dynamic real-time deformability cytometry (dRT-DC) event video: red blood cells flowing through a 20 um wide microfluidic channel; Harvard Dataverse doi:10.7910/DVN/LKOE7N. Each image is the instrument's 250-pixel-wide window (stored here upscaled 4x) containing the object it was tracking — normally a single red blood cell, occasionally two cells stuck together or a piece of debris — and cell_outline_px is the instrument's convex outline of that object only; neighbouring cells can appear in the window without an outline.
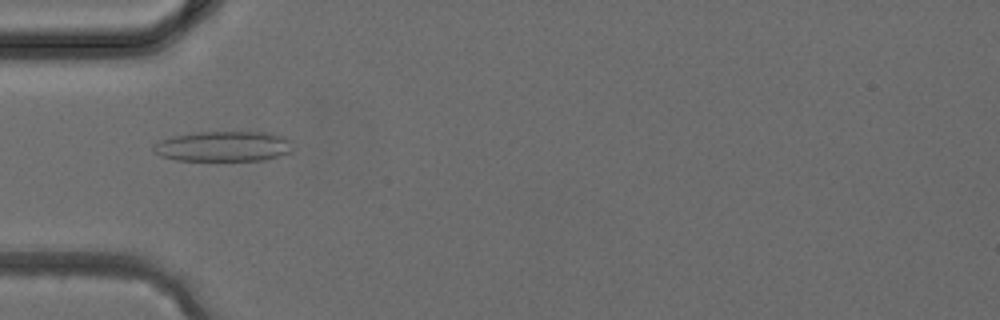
{"species": "common noctule bat (a hibernating species)", "species_latin": "Nyctalus noctula", "temperature_condition": "cold", "stored_images_in_passage": 12, "camera_frame_rate_fps": 3000, "um_per_image_px": 0.085, "animal": {"sex": "female", "body_mass_g": 24.6, "forearm_length_mm": 56.2}, "frame": {"image": 1, "passage_image": 2, "time_ms": 0.333, "image_size_px": [1000, 320], "cell_outline_px": [[292, 152], [264, 160], [176, 160], [160, 156], [152, 152], [152, 144], [160, 140], [172, 136], [196, 132], [268, 132], [284, 136], [292, 140]], "centroid_in_image_um": [18.98, 12.43], "position_along_channel_um": 66.0, "area_um2": 24.91}}
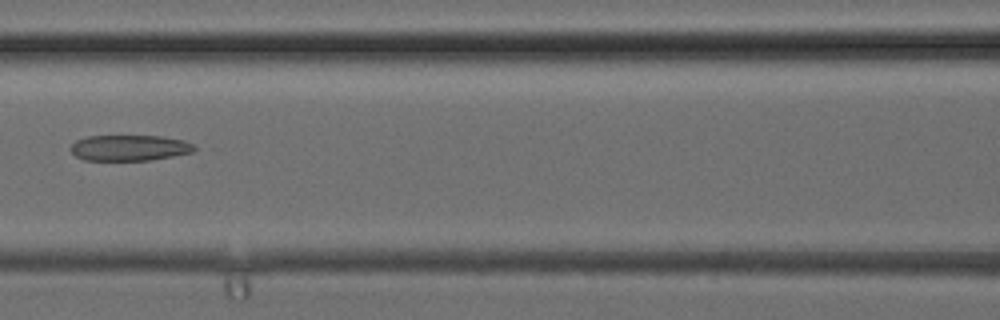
{"frame": {"image": 2, "passage_image": 7, "time_ms": 2.0, "image_size_px": [1000, 320], "cell_outline_px": [[200, 148], [192, 152], [172, 156], [148, 160], [84, 160], [76, 156], [68, 148], [76, 140], [88, 136], [160, 136], [184, 140]], "centroid_in_image_um": [11.0, 12.56], "position_along_channel_um": 155.6, "area_um2": 18.61}}
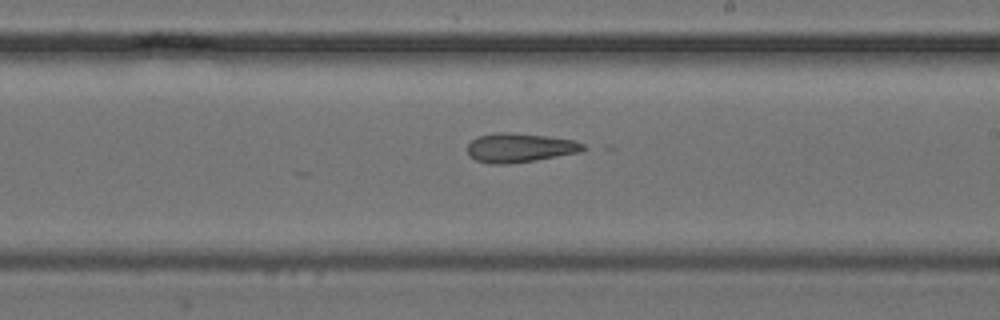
{"frame": {"image": 3, "passage_image": 12, "time_ms": 3.667, "image_size_px": [1000, 320], "cell_outline_px": [[588, 148], [580, 152], [536, 160], [504, 164], [492, 164], [476, 160], [468, 156], [468, 144], [476, 136], [492, 132], [504, 132], [548, 136], [572, 140], [584, 144]], "centroid_in_image_um": [44.16, 12.55], "position_along_channel_um": 244.8, "area_um2": 19.71}}